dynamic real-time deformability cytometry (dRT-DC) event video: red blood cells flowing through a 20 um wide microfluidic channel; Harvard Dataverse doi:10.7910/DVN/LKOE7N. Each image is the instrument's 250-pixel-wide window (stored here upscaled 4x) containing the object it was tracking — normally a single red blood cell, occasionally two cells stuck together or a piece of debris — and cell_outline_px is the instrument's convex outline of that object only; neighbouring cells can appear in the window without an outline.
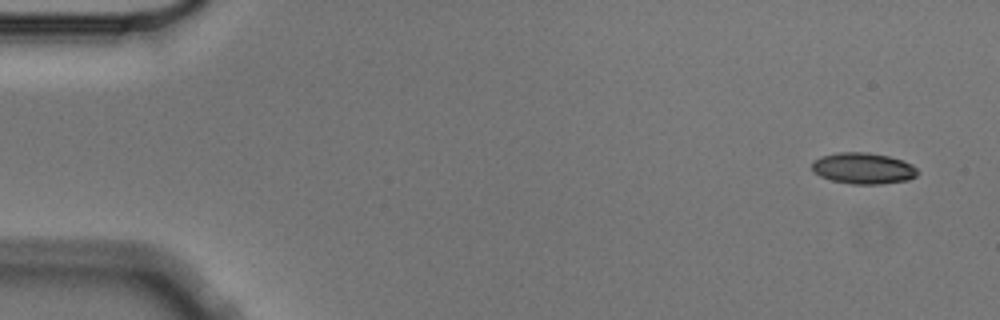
{"species": "Egyptian fruit bat (a non-hibernating species)", "species_latin": "Rousettus aegyptiacus", "temperature_condition": "cold", "stored_images_in_passage": 6, "camera_frame_rate_fps": 3000, "um_per_image_px": 0.085, "animal": {"sex": "male"}, "frame": {"image": 1, "passage_image": 1, "time_ms": 0.0, "image_size_px": [1000, 320], "cell_outline_px": [[920, 172], [916, 176], [908, 180], [880, 184], [852, 184], [832, 180], [820, 176], [812, 168], [812, 164], [820, 156], [836, 152], [868, 152], [888, 156], [904, 160], [912, 164]], "centroid_in_image_um": [73.41, 14.3], "position_along_channel_um": 11.6, "area_um2": 19.25}}
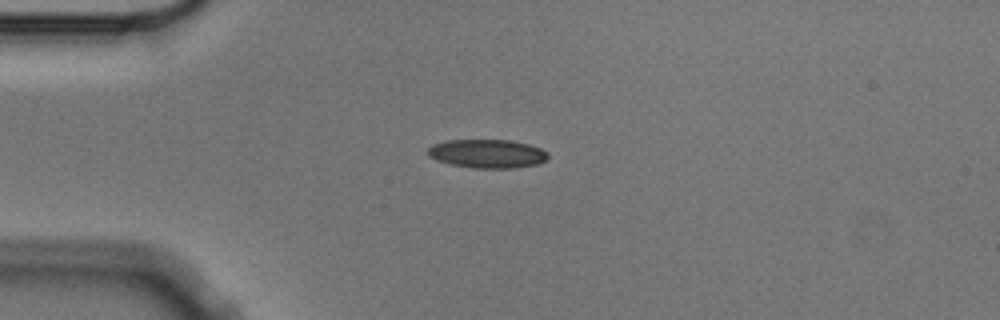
{"frame": {"image": 2, "passage_image": 4, "time_ms": 1.0, "image_size_px": [1000, 320], "cell_outline_px": [[548, 156], [544, 160], [536, 164], [516, 168], [472, 168], [452, 164], [436, 160], [428, 156], [428, 148], [432, 144], [444, 140], [512, 140], [528, 144], [540, 148], [548, 152]], "centroid_in_image_um": [41.39, 13.05], "position_along_channel_um": 43.6, "area_um2": 20.11}}
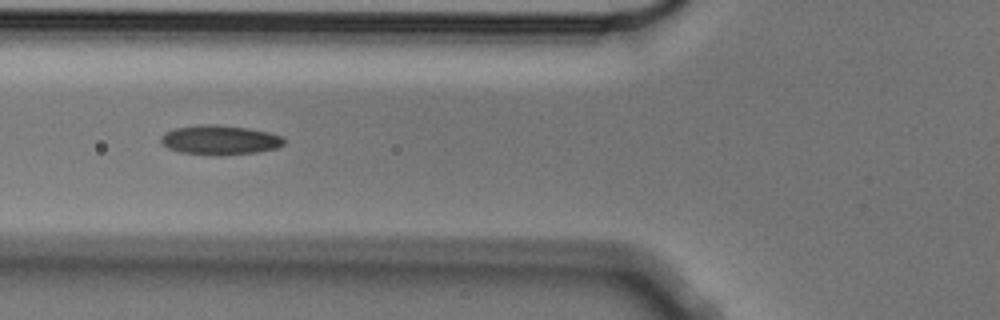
{"frame": {"image": 3, "passage_image": 6, "time_ms": 1.667, "image_size_px": [1000, 320], "cell_outline_px": [[284, 144], [276, 148], [256, 152], [220, 156], [180, 152], [168, 148], [160, 140], [160, 136], [164, 132], [176, 128], [200, 124], [216, 124], [248, 128], [268, 132], [280, 136], [284, 140]], "centroid_in_image_um": [18.66, 11.9], "position_along_channel_um": 107.1, "area_um2": 21.15}}